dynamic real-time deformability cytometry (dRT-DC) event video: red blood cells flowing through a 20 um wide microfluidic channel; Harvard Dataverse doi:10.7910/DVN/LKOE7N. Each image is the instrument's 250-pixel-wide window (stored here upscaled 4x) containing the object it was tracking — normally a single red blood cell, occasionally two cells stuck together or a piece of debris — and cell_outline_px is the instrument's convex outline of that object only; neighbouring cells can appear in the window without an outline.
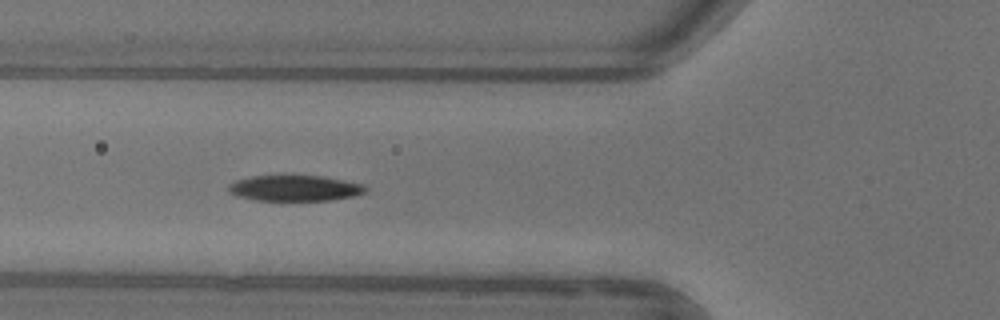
{"species": "common noctule bat (a hibernating species)", "species_latin": "Nyctalus noctula", "temperature_condition": "warm", "stored_images_in_passage": 35, "camera_frame_rate_fps": 3000, "um_per_image_px": 0.085, "animal": {"sex": "female"}, "frame": {"image": 1, "passage_image": 6, "time_ms": 1.667, "image_size_px": [1000, 320], "cell_outline_px": [[368, 192], [352, 196], [328, 200], [256, 200], [236, 196], [228, 192], [228, 184], [236, 180], [252, 176], [280, 172], [320, 176], [344, 180], [364, 184], [368, 188]], "centroid_in_image_um": [25.01, 15.94], "position_along_channel_um": 100.8, "area_um2": 21.5}, "authors_computed_cell_mechanics": {"area_um2": 21.9062, "velocity_mm_per_s": 3.9081, "shape_relaxation_time_tau1_ms": 3.6818, "shape_relaxation_time_tau2_ms": 2.873, "deformation_change_tau1": 0.1596, "deformation_change_tau2": 0.0679}}